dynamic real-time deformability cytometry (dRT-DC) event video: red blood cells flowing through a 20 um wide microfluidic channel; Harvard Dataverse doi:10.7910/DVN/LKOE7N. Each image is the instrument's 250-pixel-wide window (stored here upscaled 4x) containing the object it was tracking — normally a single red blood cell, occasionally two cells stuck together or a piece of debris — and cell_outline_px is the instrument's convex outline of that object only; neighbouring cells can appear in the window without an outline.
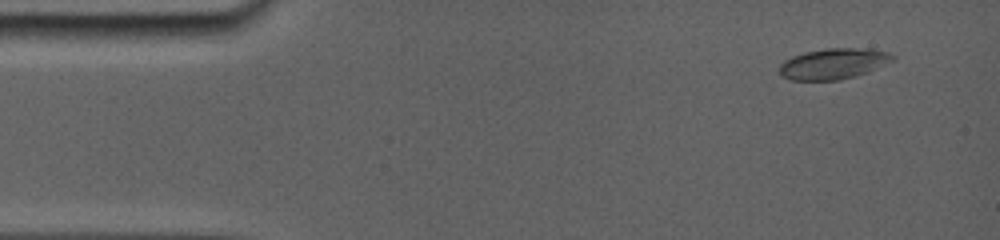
{"species": "common noctule bat (a hibernating species)", "species_latin": "Nyctalus noctula", "temperature_condition": "room temperature", "stored_images_in_passage": 7, "camera_frame_rate_fps": 5000, "um_per_image_px": 0.085, "animal": {"sex": "female", "body_mass_g": 19.0, "forearm_length_mm": 56.7}, "frame": {"image": 1, "passage_image": 2, "time_ms": 1.0, "image_size_px": [1000, 240], "cell_outline_px": [[896, 60], [868, 72], [856, 76], [840, 80], [792, 80], [780, 76], [780, 64], [784, 60], [792, 56], [804, 52], [824, 48], [868, 48], [888, 52], [896, 56]], "centroid_in_image_um": [70.87, 5.41], "position_along_channel_um": 14.1, "area_um2": 20.63}}
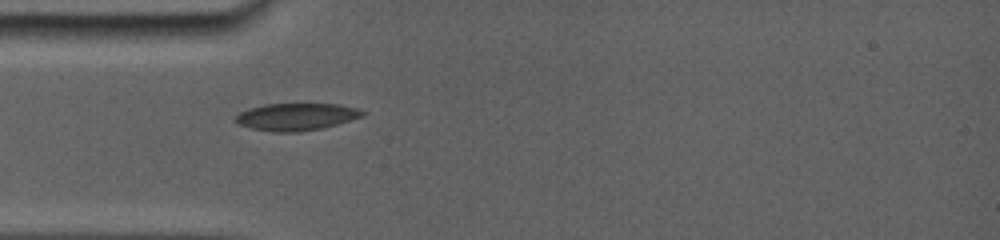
{"frame": {"image": 2, "passage_image": 6, "time_ms": 4.6, "image_size_px": [1000, 240], "cell_outline_px": [[368, 112], [364, 116], [336, 124], [320, 128], [252, 128], [240, 124], [236, 120], [236, 116], [240, 112], [248, 108], [264, 104], [340, 104], [356, 108]], "centroid_in_image_um": [25.28, 9.83], "position_along_channel_um": 59.7, "area_um2": 18.67}}
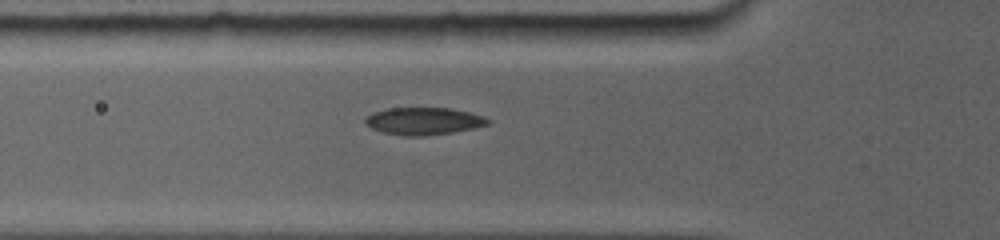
{"frame": {"image": 3, "passage_image": 7, "time_ms": 5.4, "image_size_px": [1000, 240], "cell_outline_px": [[492, 120], [488, 124], [472, 128], [448, 132], [416, 136], [412, 136], [384, 132], [372, 128], [364, 120], [372, 112], [388, 108], [448, 108], [468, 112], [484, 116]], "centroid_in_image_um": [36.02, 10.27], "position_along_channel_um": 89.8, "area_um2": 18.96}}